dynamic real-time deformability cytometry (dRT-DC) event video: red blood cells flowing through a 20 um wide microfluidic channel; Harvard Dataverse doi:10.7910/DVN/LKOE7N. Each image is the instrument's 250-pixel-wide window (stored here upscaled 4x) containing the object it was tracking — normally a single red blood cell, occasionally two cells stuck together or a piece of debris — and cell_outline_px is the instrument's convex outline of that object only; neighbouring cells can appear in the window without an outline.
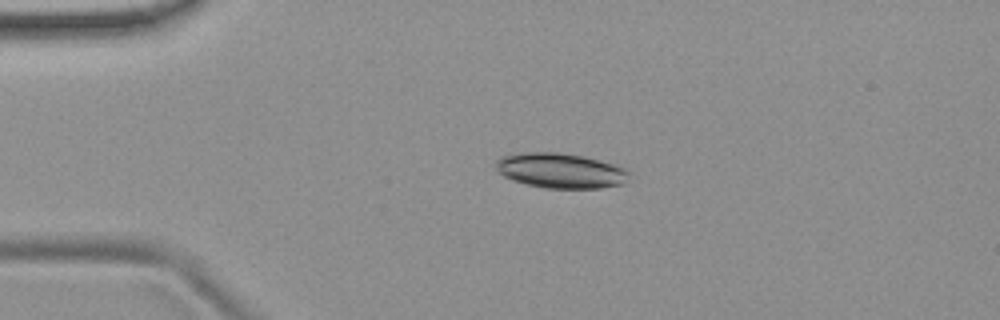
{"species": "common noctule bat (a hibernating species)", "species_latin": "Nyctalus noctula", "temperature_condition": "room temperature", "stored_images_in_passage": 50, "camera_frame_rate_fps": 3000, "um_per_image_px": 0.085, "animal": {"sex": "female", "body_mass_g": 19.9}, "frame": {"image": 1, "passage_image": 9, "time_ms": 2.667, "image_size_px": [1000, 320], "cell_outline_px": [[628, 172], [624, 184], [604, 188], [544, 188], [524, 184], [512, 180], [504, 176], [496, 168], [496, 160], [500, 156], [520, 152], [556, 152], [580, 156], [628, 168]], "centroid_in_image_um": [47.61, 14.51], "position_along_channel_um": 37.4, "area_um2": 27.17}}
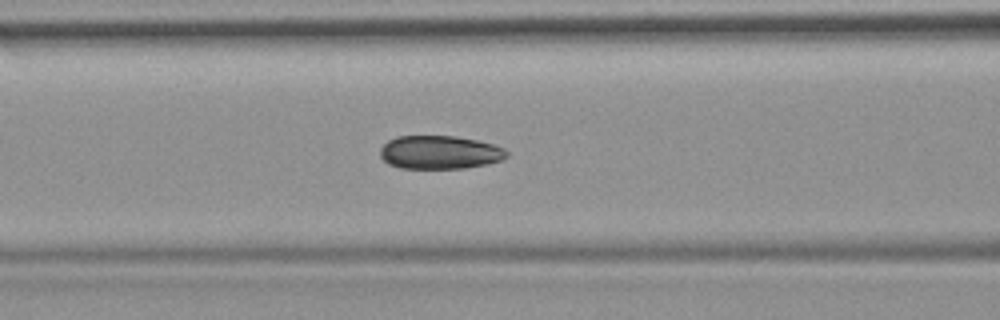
{"frame": {"image": 2, "passage_image": 19, "time_ms": 6.0, "image_size_px": [1000, 320], "cell_outline_px": [[508, 156], [500, 160], [484, 164], [464, 168], [400, 168], [388, 164], [380, 156], [380, 148], [388, 140], [396, 136], [456, 136], [476, 140], [492, 144], [504, 148], [508, 152]], "centroid_in_image_um": [37.34, 12.94], "position_along_channel_um": 129.3, "area_um2": 24.57}}
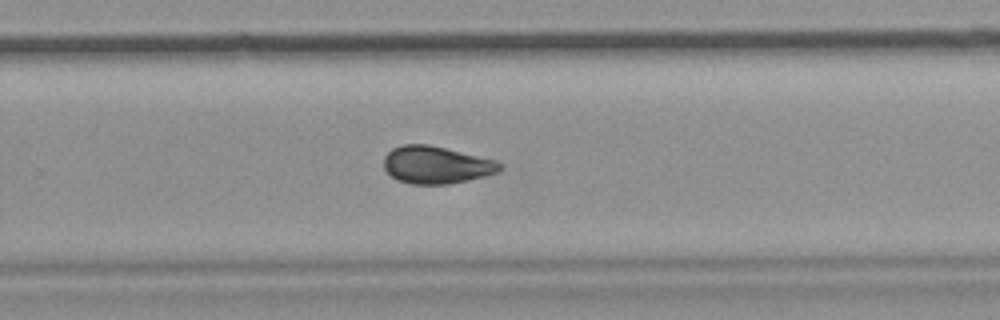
{"frame": {"image": 3, "passage_image": 32, "time_ms": 10.333, "image_size_px": [1000, 320], "cell_outline_px": [[504, 168], [500, 172], [468, 180], [448, 184], [408, 184], [396, 180], [384, 168], [384, 156], [392, 148], [404, 144], [428, 144], [496, 160], [504, 164]], "centroid_in_image_um": [37.1, 14.02], "position_along_channel_um": 292.7, "area_um2": 25.49}, "authors_computed_cell_mechanics": {"area_um2": 25.8077, "velocity_mm_per_s": 3.792, "shape_relaxation_time_tau1_ms": 4.8111, "shape_relaxation_time_tau2_ms": 2.9223, "deformation_change_tau1": 0.0902, "deformation_change_tau2": 0.073}}